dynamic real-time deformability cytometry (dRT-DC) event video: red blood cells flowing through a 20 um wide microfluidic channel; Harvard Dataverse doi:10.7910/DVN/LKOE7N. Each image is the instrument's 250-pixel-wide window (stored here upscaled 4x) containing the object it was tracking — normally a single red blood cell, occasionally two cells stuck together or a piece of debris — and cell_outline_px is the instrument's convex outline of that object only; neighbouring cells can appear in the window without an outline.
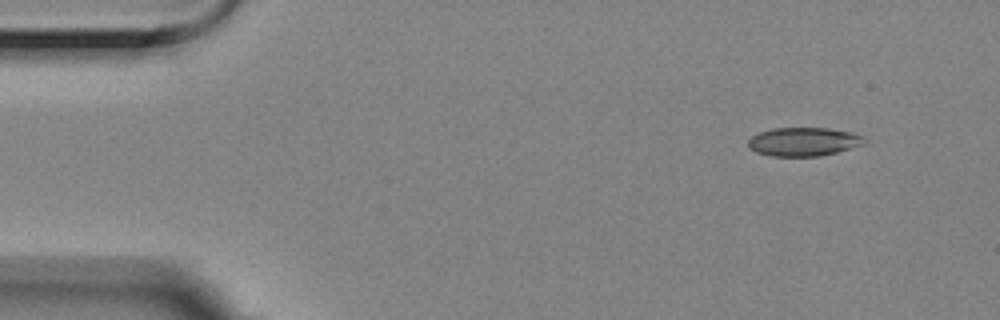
{"species": "Egyptian fruit bat (a non-hibernating species)", "species_latin": "Rousettus aegyptiacus", "temperature_condition": "room temperature", "stored_images_in_passage": 45, "camera_frame_rate_fps": 3000, "um_per_image_px": 0.085, "animal": {"sex": "female"}, "frame": {"image": 1, "passage_image": 1, "time_ms": 0.0, "image_size_px": [1000, 320], "cell_outline_px": [[868, 140], [864, 144], [836, 152], [820, 156], [772, 156], [756, 152], [748, 148], [748, 140], [752, 136], [760, 132], [772, 128], [828, 128], [852, 132], [864, 136]], "centroid_in_image_um": [68.32, 12.04], "position_along_channel_um": 16.7, "area_um2": 19.48}}
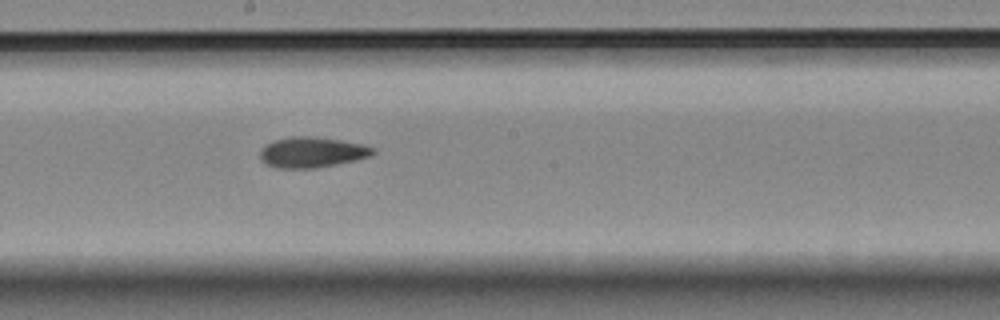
{"frame": {"image": 2, "passage_image": 26, "time_ms": 8.333, "image_size_px": [1000, 320], "cell_outline_px": [[376, 152], [372, 156], [316, 168], [280, 168], [268, 164], [260, 160], [260, 148], [264, 144], [272, 140], [288, 136], [316, 136], [364, 144], [376, 148]], "centroid_in_image_um": [26.51, 12.92], "position_along_channel_um": 221.7, "area_um2": 20.35}}
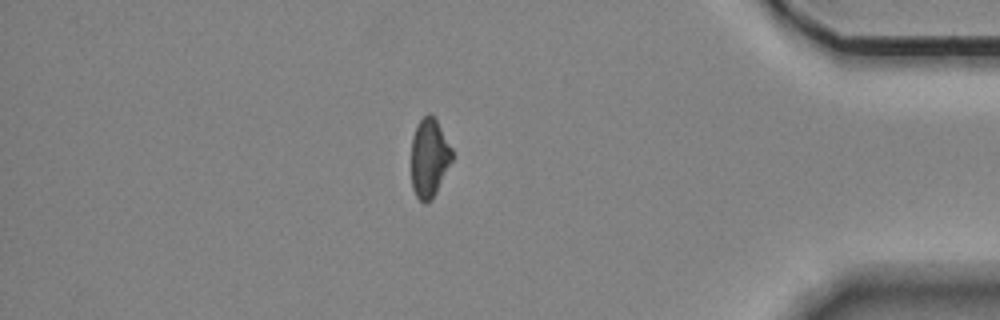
{"frame": {"image": 3, "passage_image": 44, "time_ms": 14.333, "image_size_px": [1000, 320], "cell_outline_px": [[452, 160], [436, 192], [424, 204], [416, 196], [412, 188], [412, 136], [416, 124], [428, 112], [436, 120], [452, 148]], "centroid_in_image_um": [36.47, 13.39], "position_along_channel_um": 398.7, "area_um2": 18.44}}